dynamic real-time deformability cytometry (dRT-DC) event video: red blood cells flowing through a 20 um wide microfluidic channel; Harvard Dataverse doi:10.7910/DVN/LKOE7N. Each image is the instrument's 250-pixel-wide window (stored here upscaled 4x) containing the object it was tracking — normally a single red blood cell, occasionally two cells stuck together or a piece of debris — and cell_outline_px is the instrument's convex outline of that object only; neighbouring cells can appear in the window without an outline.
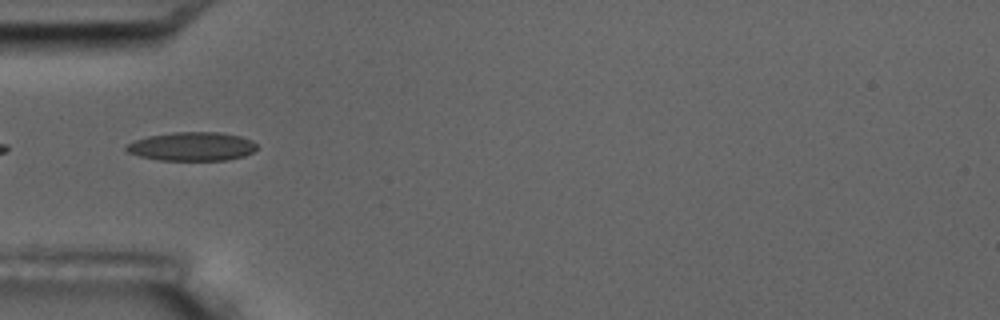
{"species": "common noctule bat (a hibernating species)", "species_latin": "Nyctalus noctula", "temperature_condition": "room temperature", "stored_images_in_passage": 16, "camera_frame_rate_fps": 3000, "um_per_image_px": 0.085, "animal": {"sex": "male", "body_mass_g": 17.5, "forearm_length_mm": 52.3}, "frame": {"image": 1, "passage_image": 5, "time_ms": 4.667, "image_size_px": [1000, 320], "cell_outline_px": [[256, 148], [252, 152], [244, 156], [228, 160], [160, 160], [140, 156], [128, 152], [124, 148], [124, 144], [148, 136], [172, 132], [220, 132], [240, 136], [252, 140], [256, 144]], "centroid_in_image_um": [16.3, 12.44], "position_along_channel_um": 68.7, "area_um2": 21.91}}
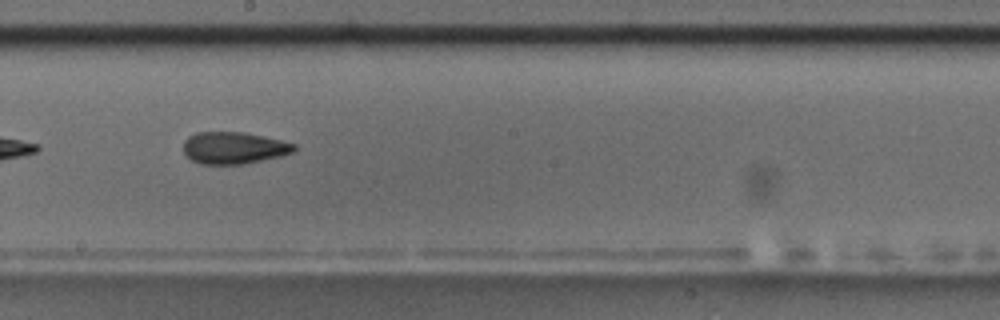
{"frame": {"image": 2, "passage_image": 9, "time_ms": 9.0, "image_size_px": [1000, 320], "cell_outline_px": [[296, 152], [280, 156], [244, 164], [200, 164], [192, 160], [184, 152], [184, 140], [188, 136], [196, 132], [244, 132], [280, 140], [296, 144]], "centroid_in_image_um": [19.88, 12.57], "position_along_channel_um": 228.3, "area_um2": 20.63}}
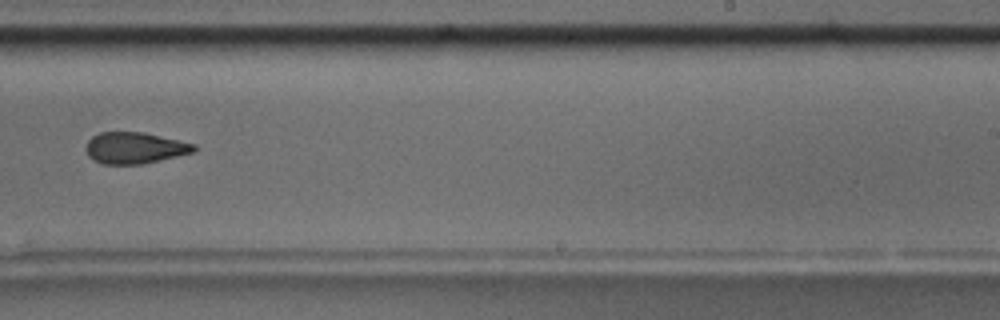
{"frame": {"image": 3, "passage_image": 10, "time_ms": 10.333, "image_size_px": [1000, 320], "cell_outline_px": [[196, 152], [140, 164], [104, 164], [92, 160], [88, 156], [84, 148], [88, 140], [92, 136], [100, 132], [144, 132], [196, 144]], "centroid_in_image_um": [11.43, 12.57], "position_along_channel_um": 277.6, "area_um2": 19.88}, "authors_computed_cell_mechanics": {"area_um2": 21.3571, "velocity_mm_per_s": 3.6922, "shape_relaxation_time_tau1_ms": 3.707, "shape_relaxation_time_tau2_ms": null, "deformation_change_tau1": 0.1066, "deformation_change_tau2": null}}